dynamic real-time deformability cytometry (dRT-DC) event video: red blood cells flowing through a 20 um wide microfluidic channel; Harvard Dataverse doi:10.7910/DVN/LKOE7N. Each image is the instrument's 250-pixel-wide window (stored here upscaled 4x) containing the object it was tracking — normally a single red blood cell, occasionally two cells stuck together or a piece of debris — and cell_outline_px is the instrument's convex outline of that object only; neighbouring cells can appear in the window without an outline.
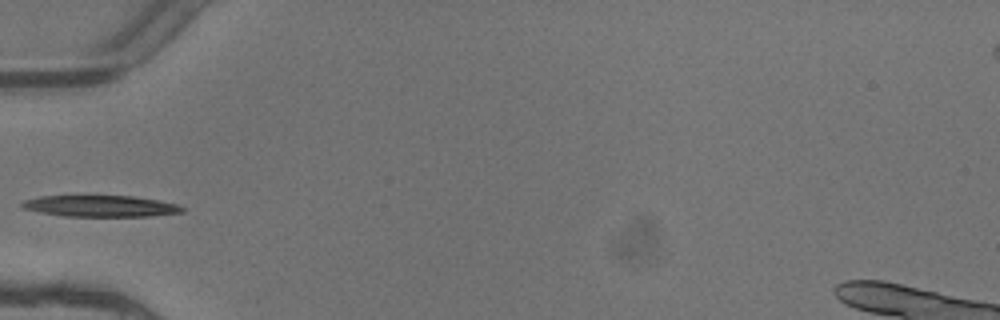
{"species": "common noctule bat (a hibernating species)", "species_latin": "Nyctalus noctula", "temperature_condition": "warm", "stored_images_in_passage": 4, "camera_frame_rate_fps": 3000, "um_per_image_px": 0.085, "animal": {"sex": "female"}, "frame": {"image": 1, "passage_image": 3, "time_ms": 0.667, "image_size_px": [1000, 320], "cell_outline_px": [[184, 212], [152, 216], [64, 216], [40, 212], [20, 208], [20, 204], [24, 200], [40, 196], [132, 196], [180, 204], [184, 208]], "centroid_in_image_um": [8.55, 17.52], "position_along_channel_um": 76.5, "area_um2": 19.94}}
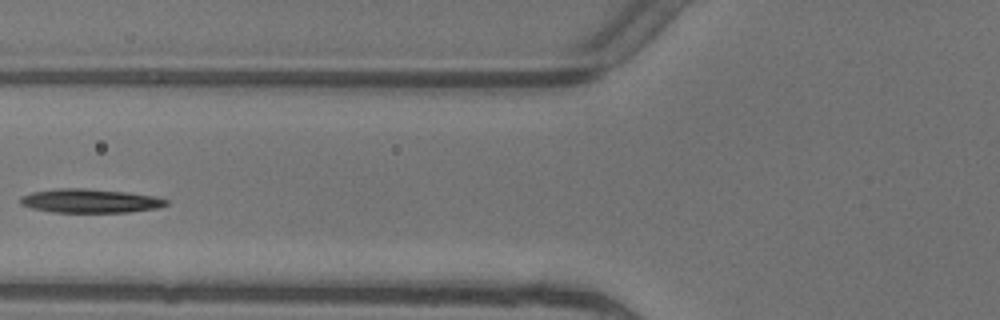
{"frame": {"image": 2, "passage_image": 4, "time_ms": 1.0, "image_size_px": [1000, 320], "cell_outline_px": [[168, 204], [156, 208], [128, 212], [52, 212], [32, 208], [20, 204], [20, 196], [32, 192], [52, 188], [84, 188], [124, 192], [156, 196], [168, 200]], "centroid_in_image_um": [7.62, 17.07], "position_along_channel_um": 118.2, "area_um2": 20.29}}